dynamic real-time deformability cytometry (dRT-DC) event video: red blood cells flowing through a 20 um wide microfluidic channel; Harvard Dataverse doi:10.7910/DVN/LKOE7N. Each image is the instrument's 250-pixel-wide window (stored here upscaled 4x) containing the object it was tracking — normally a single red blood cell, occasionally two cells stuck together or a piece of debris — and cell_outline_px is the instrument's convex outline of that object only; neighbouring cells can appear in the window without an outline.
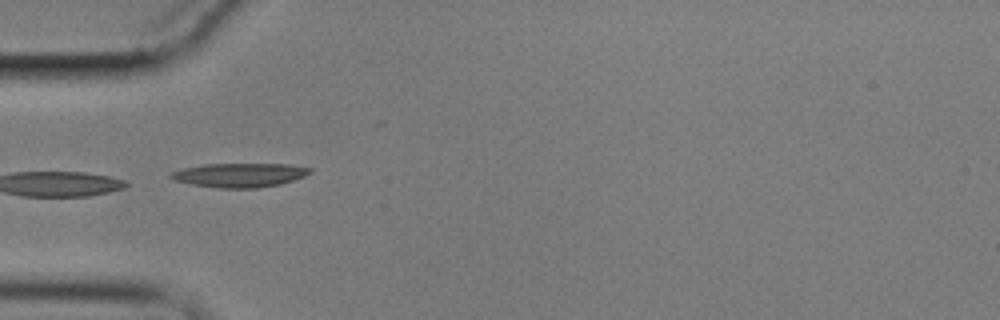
{"species": "common noctule bat (a hibernating species)", "species_latin": "Nyctalus noctula", "temperature_condition": "cold", "stored_images_in_passage": 7, "camera_frame_rate_fps": 3000, "um_per_image_px": 0.085, "animal": {"sex": "male", "body_mass_g": 17.9}, "frame": {"image": 1, "passage_image": 5, "time_ms": 4.667, "image_size_px": [1000, 320], "cell_outline_px": [[312, 172], [304, 176], [280, 184], [256, 188], [220, 188], [192, 184], [176, 180], [168, 176], [172, 172], [184, 168], [204, 164], [292, 164], [312, 168]], "centroid_in_image_um": [20.41, 14.87], "position_along_channel_um": 64.6, "area_um2": 19.36}}
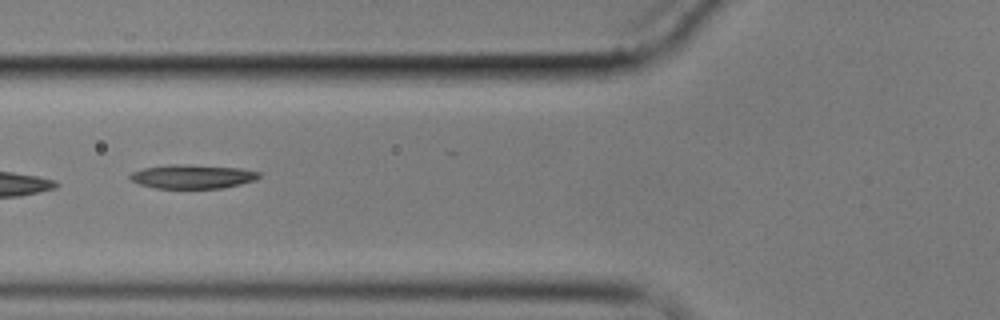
{"frame": {"image": 2, "passage_image": 6, "time_ms": 6.0, "image_size_px": [1000, 320], "cell_outline_px": [[260, 176], [256, 180], [240, 184], [220, 188], [156, 188], [140, 184], [132, 180], [128, 176], [132, 172], [144, 168], [168, 164], [188, 164], [240, 168], [260, 172]], "centroid_in_image_um": [16.37, 14.99], "position_along_channel_um": 109.4, "area_um2": 17.98}}